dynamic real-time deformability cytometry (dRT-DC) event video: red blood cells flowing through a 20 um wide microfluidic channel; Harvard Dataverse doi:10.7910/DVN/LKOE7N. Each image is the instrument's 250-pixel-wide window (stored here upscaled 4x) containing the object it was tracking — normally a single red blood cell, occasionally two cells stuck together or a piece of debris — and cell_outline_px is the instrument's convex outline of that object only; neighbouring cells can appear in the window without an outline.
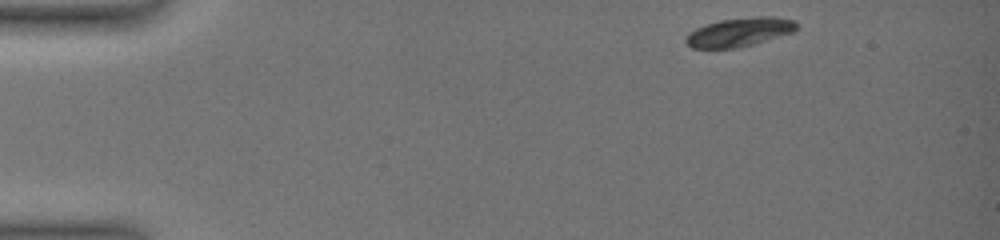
{"species": "common noctule bat (a hibernating species)", "species_latin": "Nyctalus noctula", "temperature_condition": "warm", "stored_images_in_passage": 14, "camera_frame_rate_fps": 3000, "um_per_image_px": 0.085, "animal": {"sex": "female", "body_mass_g": 19.0, "forearm_length_mm": 51.5}, "frame": {"image": 1, "passage_image": 1, "time_ms": 0.0, "image_size_px": [1000, 240], "cell_outline_px": [[796, 32], [740, 48], [692, 48], [684, 40], [684, 36], [688, 32], [696, 28], [720, 20], [756, 16], [772, 16], [796, 20]], "centroid_in_image_um": [62.87, 2.73], "position_along_channel_um": 22.1, "area_um2": 18.84}}
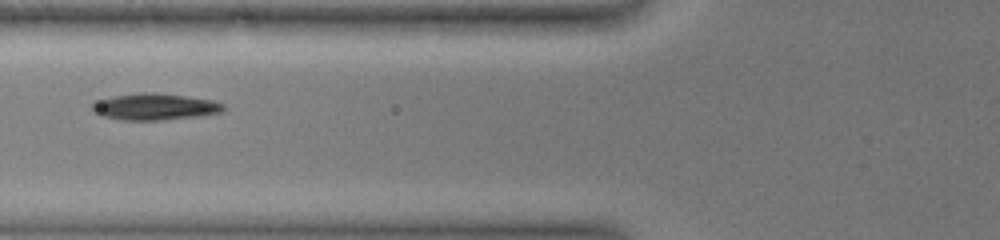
{"frame": {"image": 2, "passage_image": 10, "time_ms": 5.333, "image_size_px": [1000, 240], "cell_outline_px": [[224, 112], [200, 116], [164, 120], [124, 120], [104, 116], [92, 112], [92, 104], [100, 100], [112, 96], [140, 92], [156, 92], [212, 100], [224, 104]], "centroid_in_image_um": [13.18, 9.07], "position_along_channel_um": 112.6, "area_um2": 20.35}}
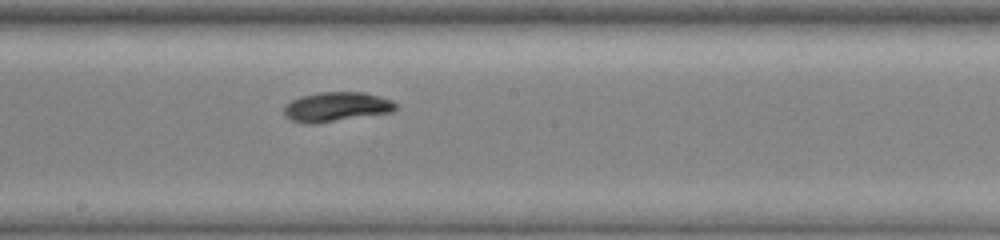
{"frame": {"image": 3, "passage_image": 14, "time_ms": 8.333, "image_size_px": [1000, 240], "cell_outline_px": [[396, 108], [392, 112], [316, 124], [312, 124], [292, 120], [284, 116], [284, 104], [300, 96], [320, 92], [364, 92], [380, 96], [392, 100], [396, 104]], "centroid_in_image_um": [28.58, 9.08], "position_along_channel_um": 219.6, "area_um2": 19.31}}